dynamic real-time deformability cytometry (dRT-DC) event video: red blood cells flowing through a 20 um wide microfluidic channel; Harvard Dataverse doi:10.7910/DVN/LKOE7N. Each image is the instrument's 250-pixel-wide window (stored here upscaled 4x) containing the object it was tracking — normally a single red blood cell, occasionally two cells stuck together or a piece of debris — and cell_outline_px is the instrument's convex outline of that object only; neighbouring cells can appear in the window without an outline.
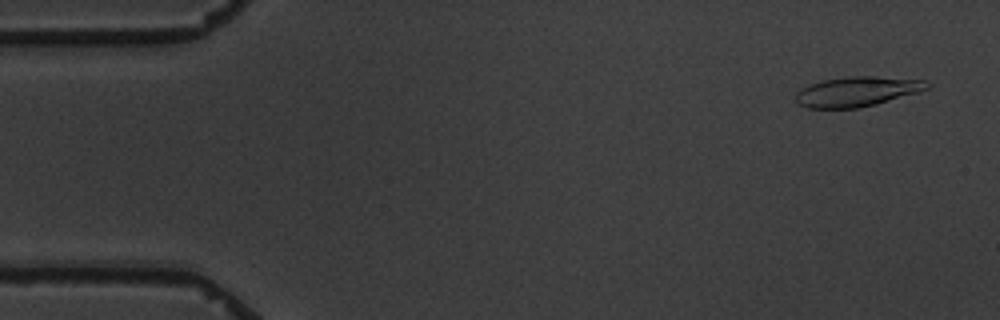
{"species": "common noctule bat (a hibernating species)", "species_latin": "Nyctalus noctula", "temperature_condition": "warm", "stored_images_in_passage": 6, "camera_frame_rate_fps": 3000, "um_per_image_px": 0.085, "animal": {"sex": "male", "body_mass_g": 19.5, "forearm_length_mm": 54.6}, "frame": {"image": 1, "passage_image": 1, "time_ms": 0.0, "image_size_px": [1000, 320], "cell_outline_px": [[932, 84], [928, 88], [916, 92], [876, 104], [860, 108], [808, 108], [800, 104], [796, 100], [796, 92], [800, 88], [808, 84], [824, 80], [848, 76], [876, 76], [924, 80]], "centroid_in_image_um": [72.82, 7.77], "position_along_channel_um": 12.2, "area_um2": 22.77}}
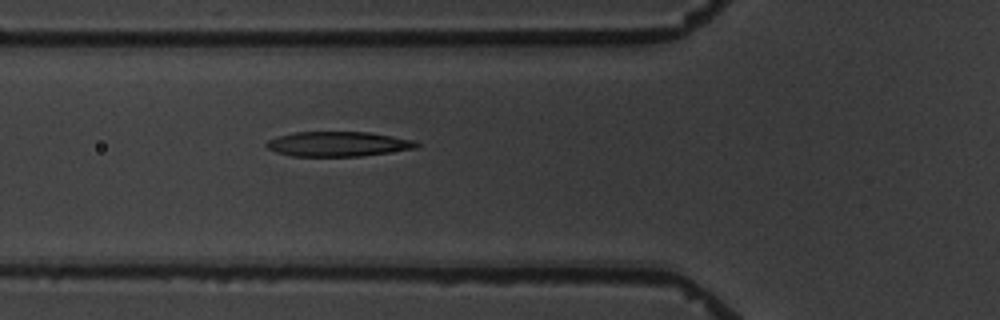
{"frame": {"image": 2, "passage_image": 6, "time_ms": 5.667, "image_size_px": [1000, 320], "cell_outline_px": [[420, 144], [416, 148], [360, 156], [292, 156], [276, 152], [268, 148], [264, 144], [268, 140], [276, 136], [296, 132], [368, 132], [416, 140]], "centroid_in_image_um": [28.72, 12.23], "position_along_channel_um": 97.1, "area_um2": 21.68}}